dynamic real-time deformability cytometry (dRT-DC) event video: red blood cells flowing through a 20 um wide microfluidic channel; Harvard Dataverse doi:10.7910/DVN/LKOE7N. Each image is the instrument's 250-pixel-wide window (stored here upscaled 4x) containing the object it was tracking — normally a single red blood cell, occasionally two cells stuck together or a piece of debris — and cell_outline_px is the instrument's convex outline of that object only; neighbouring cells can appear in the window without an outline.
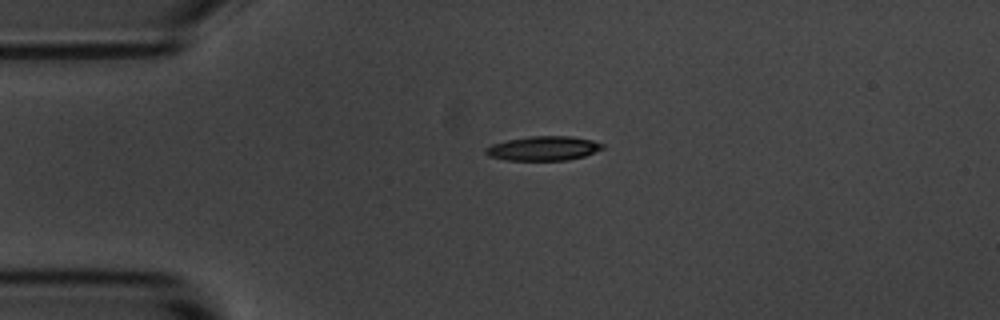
{"species": "common noctule bat (a hibernating species)", "species_latin": "Nyctalus noctula", "temperature_condition": "room temperature", "stored_images_in_passage": 3, "camera_frame_rate_fps": 3000, "um_per_image_px": 0.085, "animal": {"sex": "male", "body_mass_g": 20.1, "forearm_length_mm": 53.5}, "frame": {"image": 1, "passage_image": 1, "time_ms": 0.0, "image_size_px": [1000, 320], "cell_outline_px": [[604, 148], [584, 156], [568, 160], [508, 160], [488, 156], [484, 152], [484, 148], [492, 144], [508, 140], [528, 136], [572, 136], [592, 140], [604, 144]], "centroid_in_image_um": [46.18, 12.61], "position_along_channel_um": 38.8, "area_um2": 16.59}}